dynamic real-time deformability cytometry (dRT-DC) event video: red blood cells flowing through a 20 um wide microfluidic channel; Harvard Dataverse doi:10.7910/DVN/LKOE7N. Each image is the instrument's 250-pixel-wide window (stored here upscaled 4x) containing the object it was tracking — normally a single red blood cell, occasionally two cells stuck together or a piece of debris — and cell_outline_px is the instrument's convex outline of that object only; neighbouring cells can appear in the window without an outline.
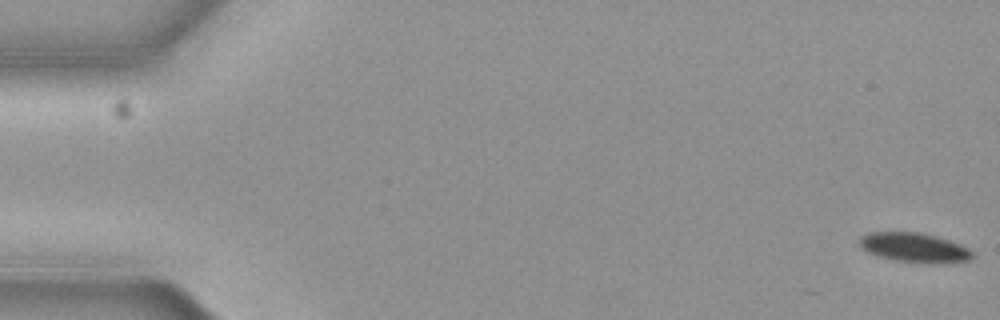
{"species": "common noctule bat (a hibernating species)", "species_latin": "Nyctalus noctula", "temperature_condition": "cold", "stored_images_in_passage": 5, "camera_frame_rate_fps": 3000, "um_per_image_px": 0.085, "animal": {"sex": "female", "body_mass_g": 19.3, "forearm_length_mm": 54.1}, "frame": {"image": 1, "passage_image": 1, "time_ms": 0.0, "image_size_px": [1000, 320], "cell_outline_px": [[976, 256], [972, 260], [948, 264], [896, 260], [880, 256], [868, 252], [860, 248], [860, 236], [868, 232], [920, 232], [936, 236], [960, 244], [968, 248]], "centroid_in_image_um": [77.77, 21.04], "position_along_channel_um": 7.2, "area_um2": 19.48}}